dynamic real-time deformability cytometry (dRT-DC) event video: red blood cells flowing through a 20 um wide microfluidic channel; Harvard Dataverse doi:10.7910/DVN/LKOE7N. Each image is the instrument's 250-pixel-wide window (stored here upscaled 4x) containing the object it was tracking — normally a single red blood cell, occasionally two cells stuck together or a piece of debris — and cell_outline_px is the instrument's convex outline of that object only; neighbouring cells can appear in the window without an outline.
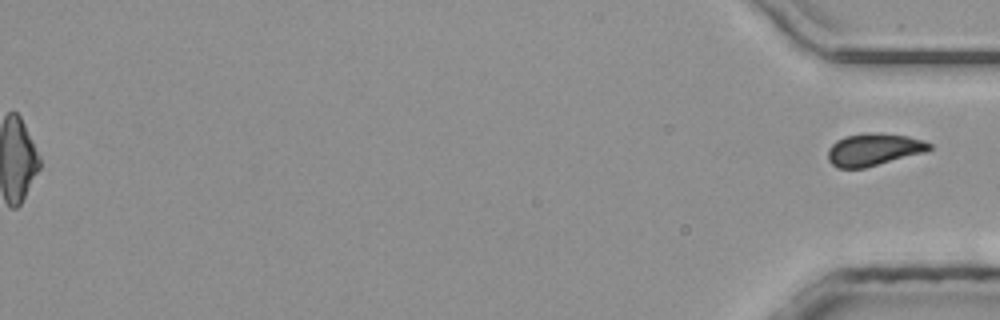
{"species": "common noctule bat (a hibernating species)", "species_latin": "Nyctalus noctula", "temperature_condition": "room temperature", "stored_images_in_passage": 48, "segment_of_instrument_passage": [2, 2], "camera_frame_rate_fps": 3000, "um_per_image_px": 0.085, "animal": {"sex": "male", "body_mass_g": 20.4}, "frame": {"image": 1, "passage_image": 48, "time_ms": 15.667, "image_size_px": [1000, 320], "cell_outline_px": [[932, 148], [928, 152], [864, 168], [836, 168], [828, 160], [828, 148], [836, 140], [844, 136], [864, 132], [872, 132], [908, 136], [924, 140], [932, 144]], "centroid_in_image_um": [74.28, 12.7], "position_along_channel_um": 360.9, "area_um2": 19.48}}